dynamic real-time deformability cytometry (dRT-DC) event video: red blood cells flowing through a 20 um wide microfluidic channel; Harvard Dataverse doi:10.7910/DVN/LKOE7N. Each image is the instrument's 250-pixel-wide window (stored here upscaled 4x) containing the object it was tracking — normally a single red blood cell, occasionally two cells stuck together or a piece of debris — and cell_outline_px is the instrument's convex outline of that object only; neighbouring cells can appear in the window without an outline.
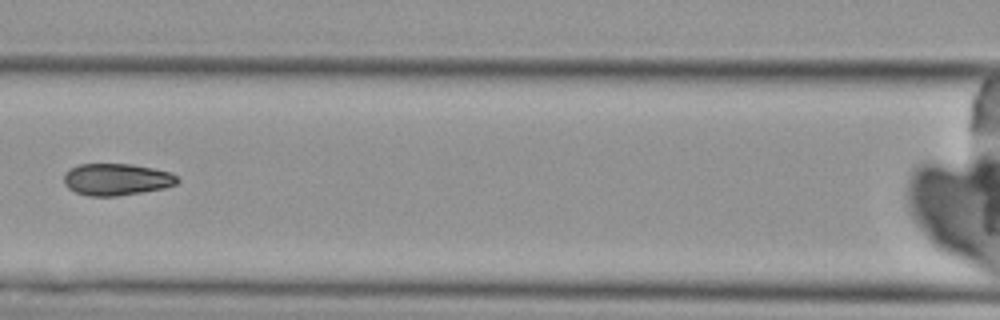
{"species": "Egyptian fruit bat (a non-hibernating species)", "species_latin": "Rousettus aegyptiacus", "temperature_condition": "cold", "stored_images_in_passage": 7, "camera_frame_rate_fps": 3000, "um_per_image_px": 0.085, "animal": {"sex": "female"}, "frame": {"image": 1, "passage_image": 7, "time_ms": 8.0, "image_size_px": [1000, 320], "cell_outline_px": [[180, 180], [176, 184], [164, 188], [116, 196], [88, 196], [76, 192], [68, 188], [64, 184], [64, 172], [68, 168], [80, 164], [132, 164], [172, 172]], "centroid_in_image_um": [9.88, 15.24], "position_along_channel_um": 156.7, "area_um2": 21.15}}